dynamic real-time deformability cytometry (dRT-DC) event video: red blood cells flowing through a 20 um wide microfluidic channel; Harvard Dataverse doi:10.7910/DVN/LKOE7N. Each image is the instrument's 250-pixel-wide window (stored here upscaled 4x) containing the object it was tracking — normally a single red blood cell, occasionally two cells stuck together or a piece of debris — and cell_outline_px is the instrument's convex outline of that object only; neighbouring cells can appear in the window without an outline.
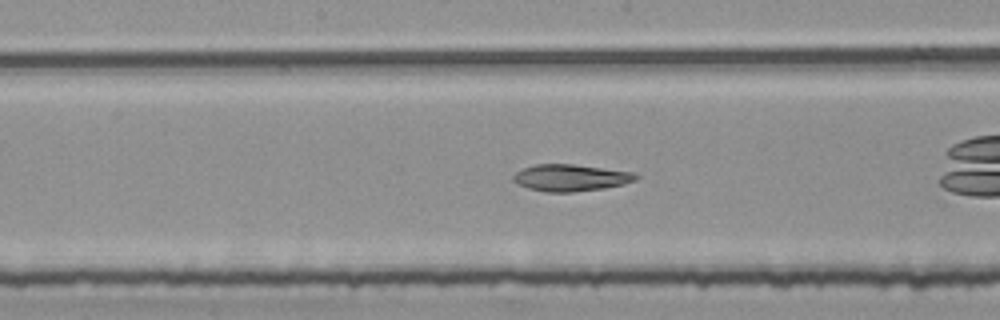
{"species": "common noctule bat (a hibernating species)", "species_latin": "Nyctalus noctula", "temperature_condition": "room temperature", "stored_images_in_passage": 35, "camera_frame_rate_fps": 3000, "um_per_image_px": 0.085, "animal": {"sex": "female", "body_mass_g": 25.1}, "frame": {"image": 1, "passage_image": 16, "time_ms": 5.0, "image_size_px": [1000, 320], "cell_outline_px": [[640, 176], [636, 180], [624, 184], [604, 188], [572, 192], [544, 192], [528, 188], [516, 184], [512, 180], [512, 176], [516, 172], [524, 168], [536, 164], [572, 164], [636, 172]], "centroid_in_image_um": [48.51, 15.11], "position_along_channel_um": 199.7, "area_um2": 19.31}, "authors_computed_cell_mechanics": {"area_um2": 19.4208, "velocity_mm_per_s": 3.7648, "shape_relaxation_time_tau1_ms": null, "shape_relaxation_time_tau2_ms": 10.2996, "deformation_change_tau1": null, "deformation_change_tau2": 0.1824}}